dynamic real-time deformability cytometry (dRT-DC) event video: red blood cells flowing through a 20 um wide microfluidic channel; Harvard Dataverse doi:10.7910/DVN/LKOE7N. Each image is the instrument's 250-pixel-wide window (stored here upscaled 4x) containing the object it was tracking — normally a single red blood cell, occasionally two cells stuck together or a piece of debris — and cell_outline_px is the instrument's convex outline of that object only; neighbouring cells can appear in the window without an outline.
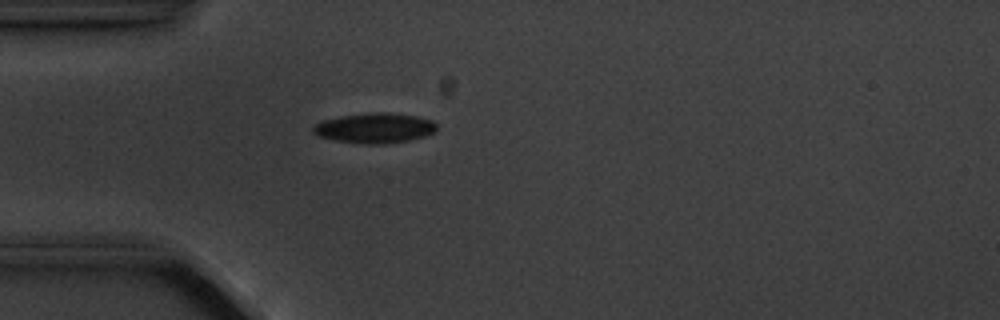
{"species": "common noctule bat (a hibernating species)", "species_latin": "Nyctalus noctula", "temperature_condition": "cold", "stored_images_in_passage": 1, "camera_frame_rate_fps": 3000, "um_per_image_px": 0.085, "animal": {"sex": "male", "body_mass_g": 20.1, "forearm_length_mm": 53.5}, "frame": {"image": 1, "passage_image": 1, "time_ms": 0.0, "image_size_px": [1000, 320], "cell_outline_px": [[436, 132], [424, 136], [408, 140], [384, 144], [368, 144], [336, 140], [316, 136], [312, 132], [312, 128], [316, 124], [324, 120], [340, 116], [368, 112], [388, 112], [416, 116], [432, 120], [436, 124]], "centroid_in_image_um": [31.85, 10.87], "position_along_channel_um": 53.2, "area_um2": 21.68}}